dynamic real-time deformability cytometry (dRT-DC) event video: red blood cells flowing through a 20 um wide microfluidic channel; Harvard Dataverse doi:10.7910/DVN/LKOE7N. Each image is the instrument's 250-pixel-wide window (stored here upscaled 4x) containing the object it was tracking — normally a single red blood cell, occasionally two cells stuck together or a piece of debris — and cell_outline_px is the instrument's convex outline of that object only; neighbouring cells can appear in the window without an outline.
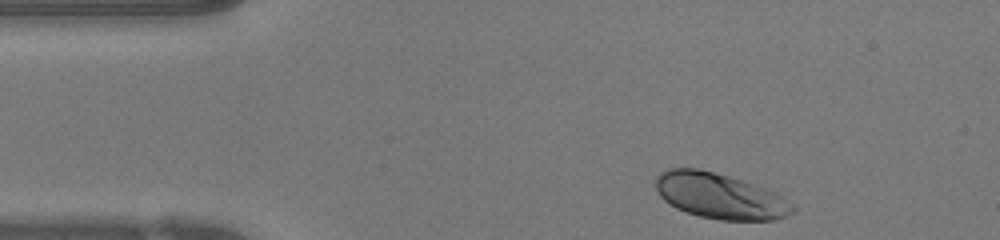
{"species": "human", "species_latin": "Homo sapiens", "temperature_condition": "warm", "stored_images_in_passage": 33, "camera_frame_rate_fps": 3000, "um_per_image_px": 0.085, "donor": {"sex": "female"}, "frame": {"image": 1, "passage_image": 1, "time_ms": 0.0, "image_size_px": [1000, 240], "cell_outline_px": [[796, 212], [776, 220], [720, 220], [700, 216], [676, 208], [664, 200], [660, 196], [656, 188], [656, 176], [660, 172], [668, 168], [696, 168], [728, 176], [776, 192], [796, 204]], "centroid_in_image_um": [61.23, 16.67], "position_along_channel_um": 23.8, "area_um2": 36.41}}
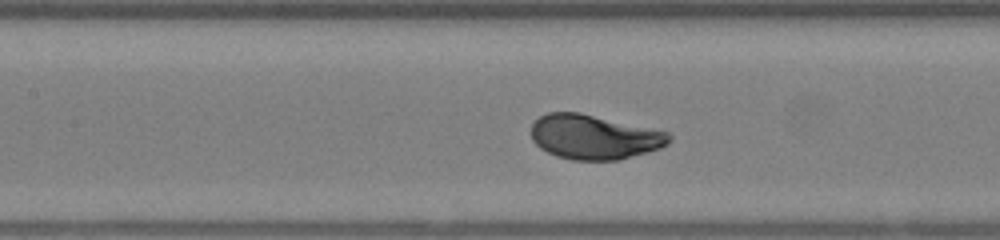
{"frame": {"image": 2, "passage_image": 15, "time_ms": 4.667, "image_size_px": [1000, 240], "cell_outline_px": [[672, 140], [668, 144], [660, 148], [648, 152], [620, 160], [572, 160], [556, 156], [540, 148], [532, 140], [528, 132], [532, 124], [540, 116], [548, 112], [580, 112], [668, 132], [672, 136]], "centroid_in_image_um": [50.48, 11.64], "position_along_channel_um": 156.9, "area_um2": 36.13}}
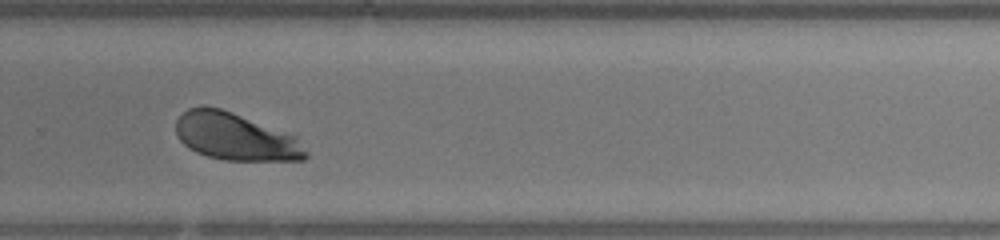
{"frame": {"image": 3, "passage_image": 26, "time_ms": 8.333, "image_size_px": [1000, 240], "cell_outline_px": [[308, 156], [304, 160], [224, 160], [208, 156], [196, 152], [188, 148], [176, 136], [176, 120], [188, 108], [220, 108], [232, 112], [296, 136], [308, 152]], "centroid_in_image_um": [20.02, 11.64], "position_along_channel_um": 309.8, "area_um2": 35.43}, "authors_computed_cell_mechanics": {"area_um2": 36.0094, "velocity_mm_per_s": 4.1777, "shape_relaxation_time_tau1_ms": 1.834, "shape_relaxation_time_tau2_ms": null, "deformation_change_tau1": 0.1332, "deformation_change_tau2": null}}